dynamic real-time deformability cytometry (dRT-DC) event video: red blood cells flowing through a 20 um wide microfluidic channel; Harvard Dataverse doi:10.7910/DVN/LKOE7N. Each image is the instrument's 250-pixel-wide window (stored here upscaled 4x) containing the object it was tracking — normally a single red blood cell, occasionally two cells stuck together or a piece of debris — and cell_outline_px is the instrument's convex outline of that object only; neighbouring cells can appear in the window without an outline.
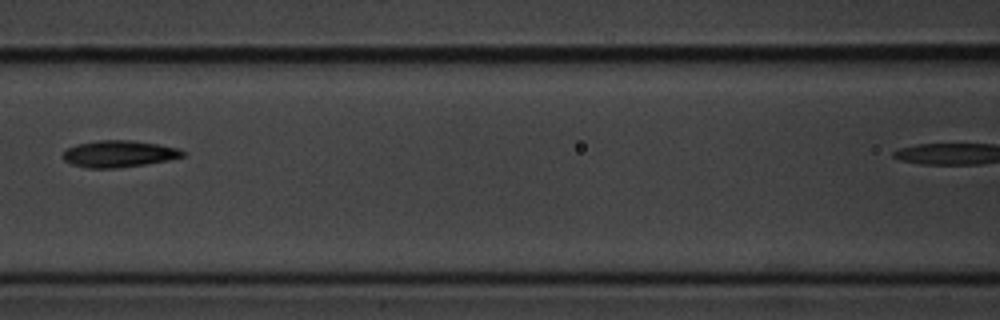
{"species": "common noctule bat (a hibernating species)", "species_latin": "Nyctalus noctula", "temperature_condition": "cold", "stored_images_in_passage": 10, "camera_frame_rate_fps": 3000, "um_per_image_px": 0.085, "animal": {"sex": "male", "body_mass_g": 20.1, "forearm_length_mm": 53.5}, "frame": {"image": 1, "passage_image": 6, "time_ms": 1.667, "image_size_px": [1000, 320], "cell_outline_px": [[184, 156], [168, 160], [144, 164], [116, 168], [88, 168], [72, 164], [64, 160], [60, 156], [68, 148], [76, 144], [100, 140], [132, 140], [160, 144], [180, 148], [184, 152]], "centroid_in_image_um": [10.1, 13.07], "position_along_channel_um": 156.5, "area_um2": 18.67}}
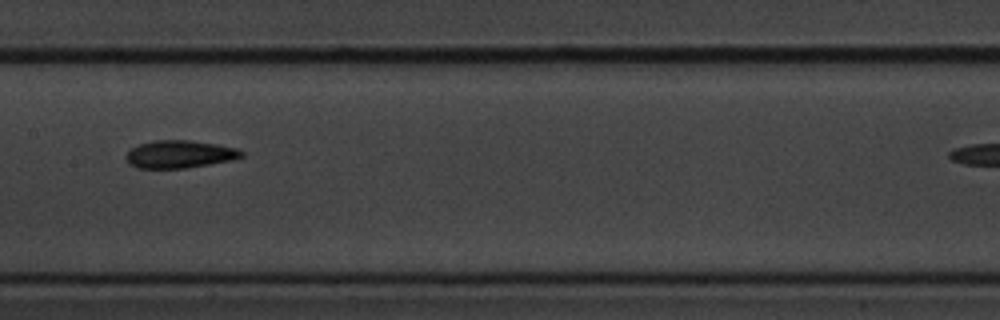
{"frame": {"image": 2, "passage_image": 7, "time_ms": 2.0, "image_size_px": [1000, 320], "cell_outline_px": [[244, 156], [232, 160], [184, 168], [136, 168], [128, 164], [124, 160], [124, 156], [132, 148], [140, 144], [156, 140], [188, 140], [216, 144], [236, 148], [244, 152]], "centroid_in_image_um": [15.23, 13.11], "position_along_channel_um": 192.2, "area_um2": 18.61}}
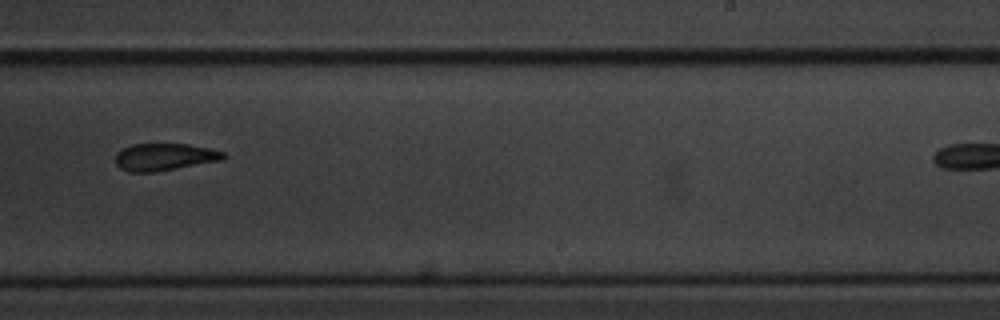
{"frame": {"image": 3, "passage_image": 9, "time_ms": 2.667, "image_size_px": [1000, 320], "cell_outline_px": [[228, 156], [224, 160], [156, 172], [128, 172], [120, 168], [116, 164], [116, 152], [132, 144], [188, 144], [208, 148], [224, 152]], "centroid_in_image_um": [14.0, 13.35], "position_along_channel_um": 275.0, "area_um2": 17.28}}